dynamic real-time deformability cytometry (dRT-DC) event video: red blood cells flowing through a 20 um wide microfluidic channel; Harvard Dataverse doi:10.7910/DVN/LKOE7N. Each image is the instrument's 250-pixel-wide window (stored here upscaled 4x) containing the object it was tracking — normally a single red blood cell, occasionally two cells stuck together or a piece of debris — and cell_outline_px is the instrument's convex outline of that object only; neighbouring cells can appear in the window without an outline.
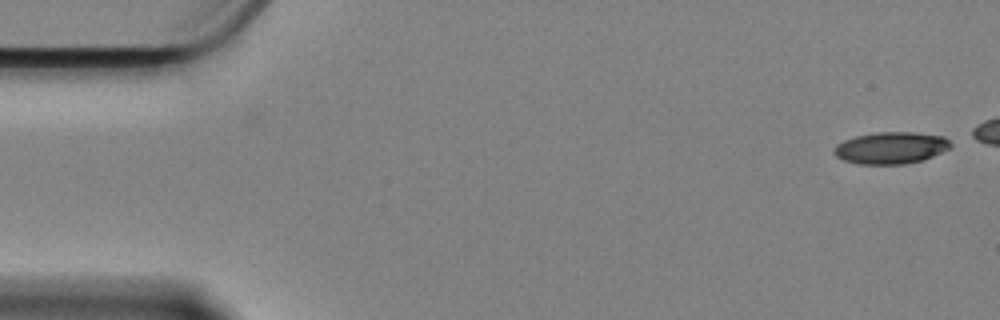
{"species": "Egyptian fruit bat (a non-hibernating species)", "species_latin": "Rousettus aegyptiacus", "temperature_condition": "cold", "stored_images_in_passage": 15, "camera_frame_rate_fps": 3000, "um_per_image_px": 0.085, "animal": {"sex": "female"}, "frame": {"image": 1, "passage_image": 1, "time_ms": 0.0, "image_size_px": [1000, 320], "cell_outline_px": [[952, 144], [948, 148], [924, 160], [904, 164], [860, 164], [844, 160], [836, 156], [832, 152], [836, 144], [844, 140], [856, 136], [876, 132], [912, 132], [944, 136]], "centroid_in_image_um": [75.7, 12.56], "position_along_channel_um": 9.3, "area_um2": 21.56}}